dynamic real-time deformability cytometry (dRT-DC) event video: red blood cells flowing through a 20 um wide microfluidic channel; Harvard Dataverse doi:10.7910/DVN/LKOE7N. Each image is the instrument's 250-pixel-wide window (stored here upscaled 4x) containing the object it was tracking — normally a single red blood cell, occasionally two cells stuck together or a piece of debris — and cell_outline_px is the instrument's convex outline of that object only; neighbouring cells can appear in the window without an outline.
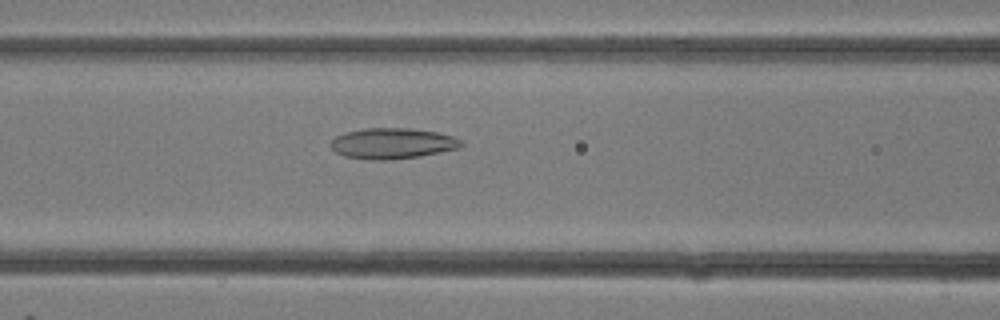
{"species": "common noctule bat (a hibernating species)", "species_latin": "Nyctalus noctula", "temperature_condition": "room temperature", "stored_images_in_passage": 20, "camera_frame_rate_fps": 3000, "um_per_image_px": 0.085, "animal": {"sex": "female"}, "frame": {"image": 1, "passage_image": 4, "time_ms": 1.0, "image_size_px": [1000, 320], "cell_outline_px": [[464, 144], [460, 148], [420, 156], [388, 160], [372, 160], [344, 156], [336, 152], [328, 144], [336, 136], [348, 132], [364, 128], [412, 128], [436, 132], [452, 136], [460, 140]], "centroid_in_image_um": [33.35, 12.19], "position_along_channel_um": 133.2, "area_um2": 23.35}}
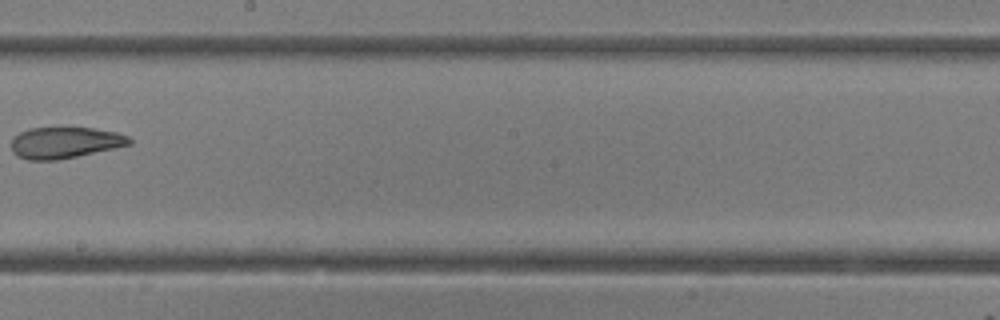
{"frame": {"image": 2, "passage_image": 9, "time_ms": 2.667, "image_size_px": [1000, 320], "cell_outline_px": [[132, 144], [76, 156], [56, 160], [28, 160], [16, 156], [12, 152], [12, 140], [20, 132], [28, 128], [92, 128], [116, 132], [128, 136], [132, 140]], "centroid_in_image_um": [5.5, 12.12], "position_along_channel_um": 242.7, "area_um2": 21.33}}
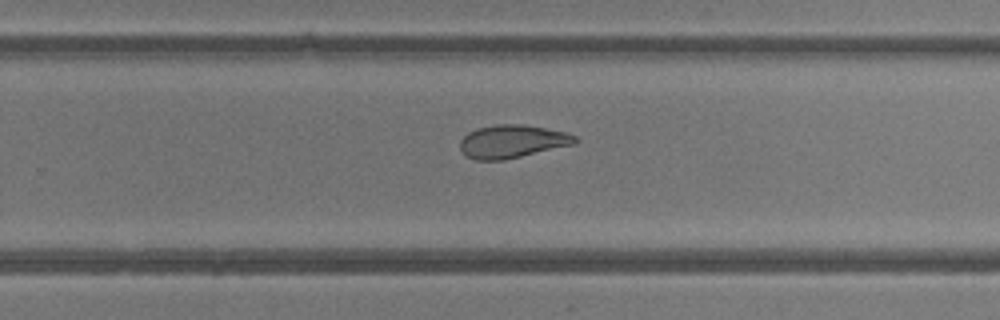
{"frame": {"image": 3, "passage_image": 11, "time_ms": 3.333, "image_size_px": [1000, 320], "cell_outline_px": [[580, 140], [576, 144], [504, 160], [476, 160], [468, 156], [460, 148], [460, 140], [468, 132], [476, 128], [496, 124], [524, 124], [568, 132], [576, 136]], "centroid_in_image_um": [43.59, 12.01], "position_along_channel_um": 286.2, "area_um2": 22.37}}